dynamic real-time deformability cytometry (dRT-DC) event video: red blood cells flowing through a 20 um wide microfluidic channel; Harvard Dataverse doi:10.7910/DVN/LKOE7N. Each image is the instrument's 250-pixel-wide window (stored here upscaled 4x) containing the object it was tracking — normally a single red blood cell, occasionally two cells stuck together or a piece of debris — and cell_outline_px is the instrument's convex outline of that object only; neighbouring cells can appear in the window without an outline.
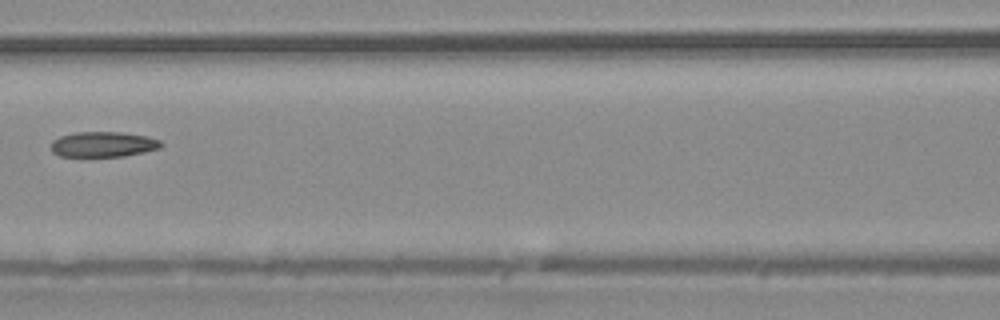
{"species": "common noctule bat (a hibernating species)", "species_latin": "Nyctalus noctula", "temperature_condition": "warm", "stored_images_in_passage": 8, "camera_frame_rate_fps": 3000, "um_per_image_px": 0.085, "animal": {"sex": "male", "body_mass_g": 20.4}, "frame": {"image": 1, "passage_image": 8, "time_ms": 2.333, "image_size_px": [1000, 320], "cell_outline_px": [[164, 144], [160, 148], [144, 152], [124, 156], [60, 156], [52, 152], [52, 140], [60, 136], [76, 132], [120, 132], [144, 136], [160, 140]], "centroid_in_image_um": [8.77, 12.27], "position_along_channel_um": 157.8, "area_um2": 16.13}}